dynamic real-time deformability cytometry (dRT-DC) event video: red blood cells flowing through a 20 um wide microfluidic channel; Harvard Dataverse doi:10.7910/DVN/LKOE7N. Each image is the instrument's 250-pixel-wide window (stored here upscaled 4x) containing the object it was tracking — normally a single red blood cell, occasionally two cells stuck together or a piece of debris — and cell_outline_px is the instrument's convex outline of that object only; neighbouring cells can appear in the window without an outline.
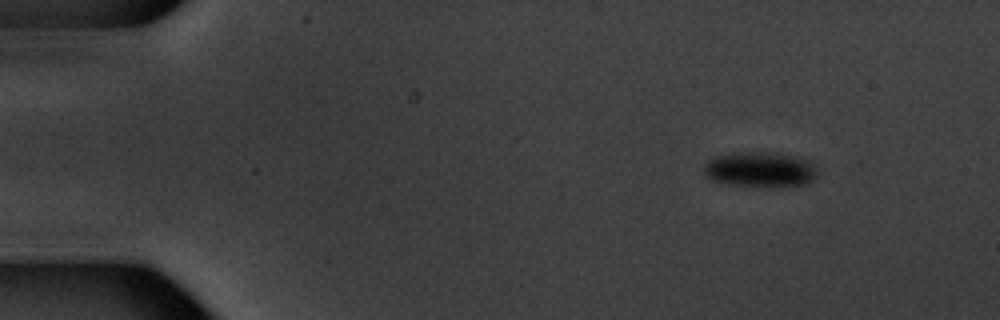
{"species": "common noctule bat (a hibernating species)", "species_latin": "Nyctalus noctula", "temperature_condition": "warm", "stored_images_in_passage": 6, "segment_of_instrument_passage": [1, 2], "camera_frame_rate_fps": 3000, "um_per_image_px": 0.085, "animal": {"sex": "male", "body_mass_g": 20.1, "forearm_length_mm": 53.5}, "frame": {"image": 1, "passage_image": 2, "time_ms": 1.333, "image_size_px": [1000, 320], "cell_outline_px": [[816, 176], [812, 180], [804, 184], [768, 188], [764, 188], [732, 184], [712, 180], [704, 172], [704, 164], [708, 160], [716, 156], [736, 152], [776, 152], [796, 156], [808, 160], [816, 168]], "centroid_in_image_um": [64.62, 14.41], "position_along_channel_um": 20.4, "area_um2": 23.52}}
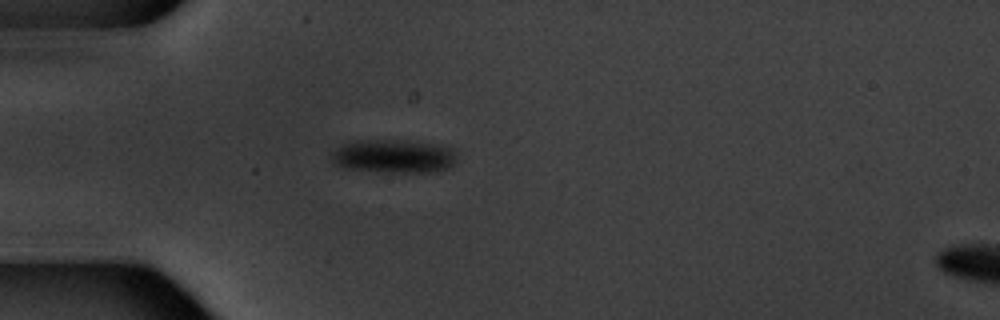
{"frame": {"image": 2, "passage_image": 5, "time_ms": 4.667, "image_size_px": [1000, 320], "cell_outline_px": [[456, 160], [448, 168], [436, 172], [392, 172], [344, 168], [336, 164], [332, 160], [332, 152], [336, 148], [344, 144], [356, 140], [408, 140], [432, 144], [452, 148], [456, 156]], "centroid_in_image_um": [33.47, 13.27], "position_along_channel_um": 51.5, "area_um2": 24.33}}